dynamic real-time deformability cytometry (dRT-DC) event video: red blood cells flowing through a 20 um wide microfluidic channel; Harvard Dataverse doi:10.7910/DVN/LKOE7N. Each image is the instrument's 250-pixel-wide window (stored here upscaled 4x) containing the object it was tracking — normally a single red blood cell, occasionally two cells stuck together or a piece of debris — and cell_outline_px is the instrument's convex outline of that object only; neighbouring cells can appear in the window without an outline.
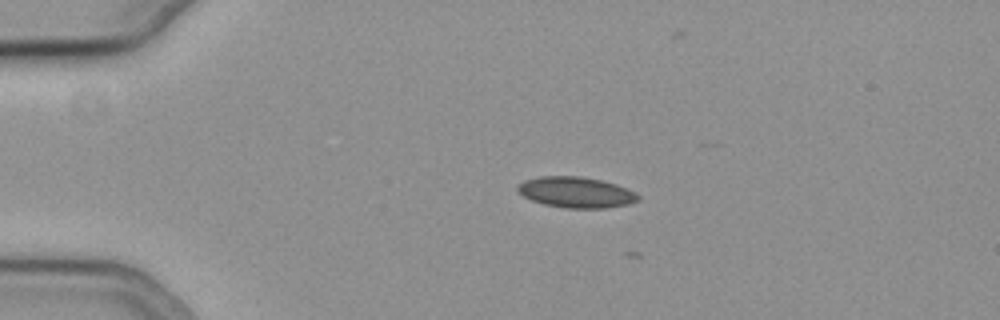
{"species": "common noctule bat (a hibernating species)", "species_latin": "Nyctalus noctula", "temperature_condition": "cold", "stored_images_in_passage": 2, "camera_frame_rate_fps": 3000, "um_per_image_px": 0.085, "animal": {"sex": "female", "body_mass_g": 19.3, "forearm_length_mm": 54.1}, "frame": {"image": 1, "passage_image": 1, "time_ms": 0.0, "image_size_px": [1000, 320], "cell_outline_px": [[640, 200], [628, 204], [604, 208], [564, 208], [544, 204], [532, 200], [516, 192], [516, 188], [524, 180], [540, 176], [580, 176], [600, 180], [616, 184], [628, 188], [636, 192], [640, 196]], "centroid_in_image_um": [48.97, 16.34], "position_along_channel_um": 36.0, "area_um2": 21.73}}